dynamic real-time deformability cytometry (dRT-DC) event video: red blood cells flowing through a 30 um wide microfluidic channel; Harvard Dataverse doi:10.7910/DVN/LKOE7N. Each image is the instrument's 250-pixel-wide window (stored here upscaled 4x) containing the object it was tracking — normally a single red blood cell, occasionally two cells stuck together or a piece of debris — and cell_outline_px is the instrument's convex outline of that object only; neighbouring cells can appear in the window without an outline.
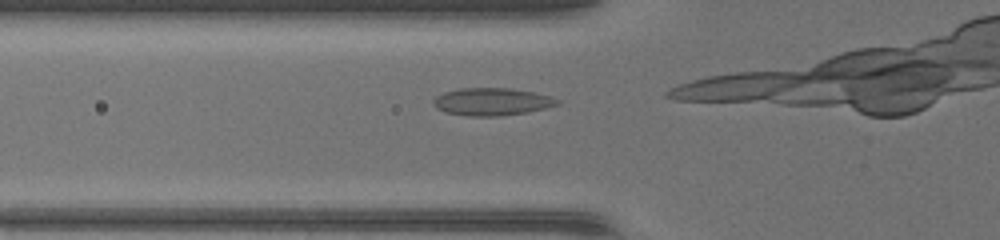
{"species": "common noctule bat (a hibernating species)", "species_latin": "Nyctalus noctula", "temperature_condition": "warm", "stored_images_in_passage": 4, "camera_frame_rate_fps": 3000, "um_per_image_px": 0.085, "animal": {"sex": "female", "body_mass_g": 17.0, "forearm_length_mm": 48.0}, "frame": {"image": 1, "passage_image": 2, "time_ms": 0.333, "image_size_px": [1000, 240], "cell_outline_px": [[560, 104], [528, 112], [500, 116], [472, 116], [448, 112], [436, 108], [432, 104], [432, 100], [436, 96], [444, 92], [460, 88], [512, 88], [532, 92], [548, 96], [560, 100]], "centroid_in_image_um": [41.8, 8.64], "position_along_channel_um": 84.0, "area_um2": 19.77}}